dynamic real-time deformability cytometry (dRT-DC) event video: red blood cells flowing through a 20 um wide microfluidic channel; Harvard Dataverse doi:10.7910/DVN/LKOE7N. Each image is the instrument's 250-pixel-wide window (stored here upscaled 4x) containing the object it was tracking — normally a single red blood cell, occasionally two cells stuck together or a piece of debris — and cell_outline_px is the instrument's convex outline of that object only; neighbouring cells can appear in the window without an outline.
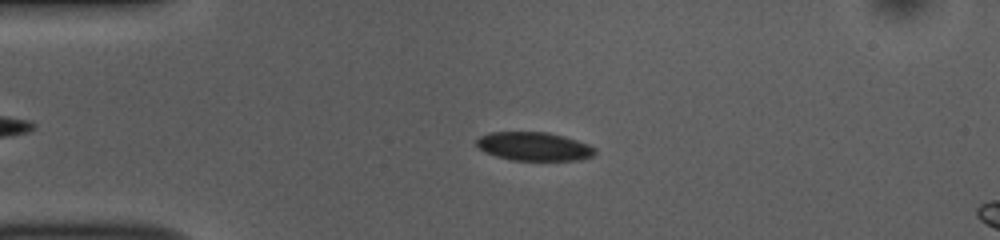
{"species": "common noctule bat (a hibernating species)", "species_latin": "Nyctalus noctula", "temperature_condition": "room temperature", "stored_images_in_passage": 49, "camera_frame_rate_fps": 3000, "um_per_image_px": 0.085, "animal": {"sex": "female", "body_mass_g": 10.0, "forearm_length_mm": 53.1}, "frame": {"image": 1, "passage_image": 12, "time_ms": 3.667, "image_size_px": [1000, 240], "cell_outline_px": [[596, 152], [592, 156], [580, 160], [512, 160], [496, 156], [484, 152], [476, 144], [476, 140], [480, 136], [492, 132], [544, 132], [564, 136], [588, 144], [596, 148]], "centroid_in_image_um": [45.39, 12.45], "position_along_channel_um": 39.6, "area_um2": 19.65}}
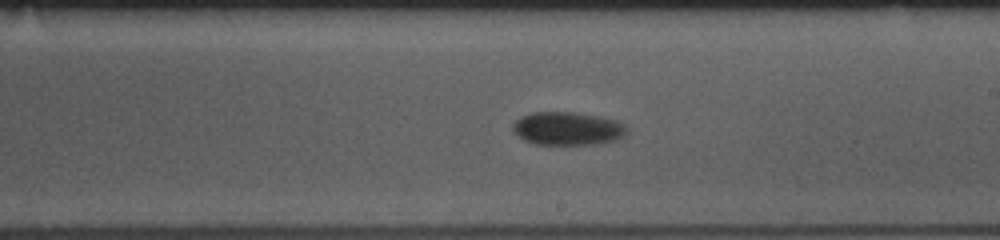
{"frame": {"image": 2, "passage_image": 31, "time_ms": 10.0, "image_size_px": [1000, 240], "cell_outline_px": [[628, 128], [616, 140], [596, 144], [536, 144], [524, 140], [512, 128], [512, 124], [520, 116], [532, 112], [572, 112], [596, 116], [616, 120], [624, 124]], "centroid_in_image_um": [48.21, 10.92], "position_along_channel_um": 240.8, "area_um2": 21.79}}
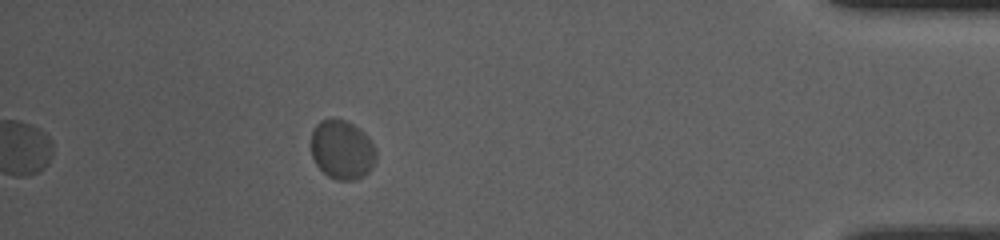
{"frame": {"image": 3, "passage_image": 49, "time_ms": 16.0, "image_size_px": [1000, 240], "cell_outline_px": [[376, 160], [372, 168], [368, 172], [352, 180], [336, 180], [328, 176], [316, 164], [312, 156], [312, 132], [316, 124], [320, 120], [344, 120], [352, 124], [376, 148]], "centroid_in_image_um": [29.06, 12.76], "position_along_channel_um": 406.1, "area_um2": 21.79}}